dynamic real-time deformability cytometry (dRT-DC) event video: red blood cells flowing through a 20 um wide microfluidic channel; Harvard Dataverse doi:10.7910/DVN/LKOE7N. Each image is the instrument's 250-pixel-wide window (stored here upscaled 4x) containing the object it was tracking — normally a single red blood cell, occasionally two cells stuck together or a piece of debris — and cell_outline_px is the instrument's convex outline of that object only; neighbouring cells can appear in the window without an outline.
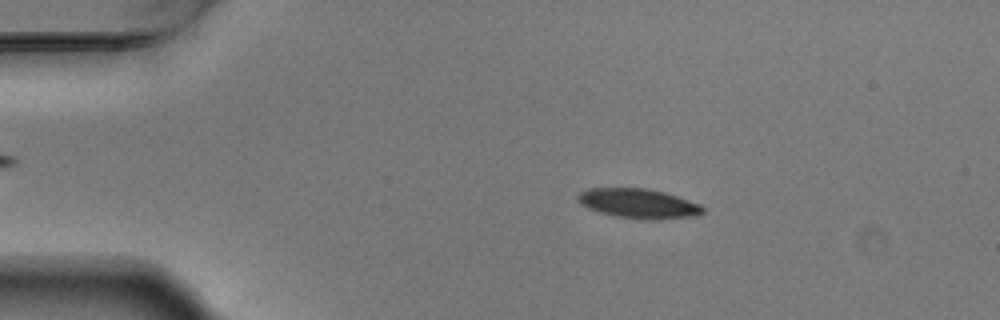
{"species": "Egyptian fruit bat (a non-hibernating species)", "species_latin": "Rousettus aegyptiacus", "temperature_condition": "warm", "stored_images_in_passage": 5, "camera_frame_rate_fps": 3000, "um_per_image_px": 0.085, "animal": {"sex": "male"}, "frame": {"image": 1, "passage_image": 2, "time_ms": 0.333, "image_size_px": [1000, 320], "cell_outline_px": [[704, 212], [696, 216], [652, 220], [616, 216], [600, 212], [588, 208], [580, 204], [576, 200], [576, 196], [580, 192], [588, 188], [648, 188], [664, 192], [700, 204], [704, 208]], "centroid_in_image_um": [54.25, 17.29], "position_along_channel_um": 30.7, "area_um2": 21.56}}
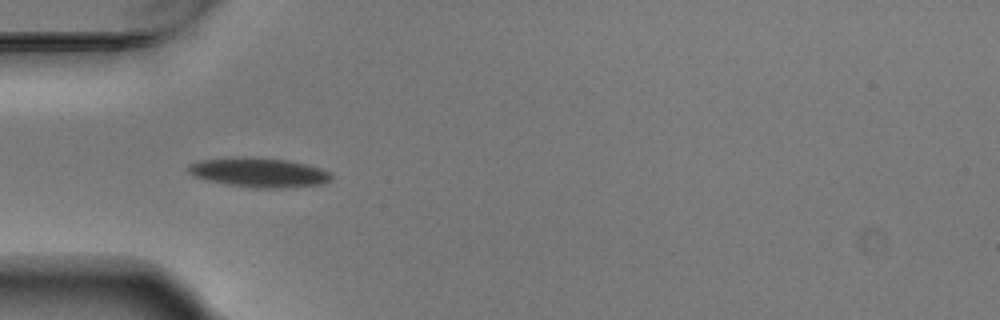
{"frame": {"image": 2, "passage_image": 4, "time_ms": 1.0, "image_size_px": [1000, 320], "cell_outline_px": [[332, 176], [328, 180], [320, 184], [284, 188], [256, 188], [228, 184], [208, 180], [196, 176], [188, 172], [188, 164], [200, 160], [248, 156], [256, 156], [288, 160], [308, 164], [320, 168], [328, 172]], "centroid_in_image_um": [22.0, 14.64], "position_along_channel_um": 63.0, "area_um2": 24.45}}
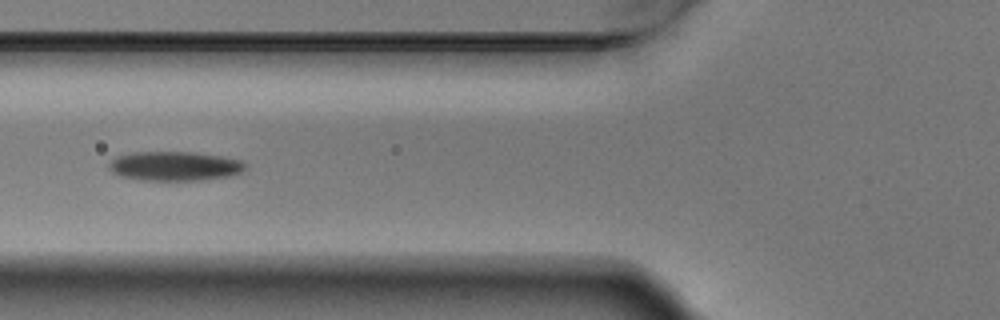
{"frame": {"image": 3, "passage_image": 5, "time_ms": 1.333, "image_size_px": [1000, 320], "cell_outline_px": [[244, 168], [240, 172], [228, 176], [204, 180], [140, 180], [120, 176], [112, 172], [108, 168], [108, 164], [116, 156], [132, 152], [192, 152], [220, 156], [240, 160], [244, 164]], "centroid_in_image_um": [14.78, 14.12], "position_along_channel_um": 111.0, "area_um2": 23.18}}